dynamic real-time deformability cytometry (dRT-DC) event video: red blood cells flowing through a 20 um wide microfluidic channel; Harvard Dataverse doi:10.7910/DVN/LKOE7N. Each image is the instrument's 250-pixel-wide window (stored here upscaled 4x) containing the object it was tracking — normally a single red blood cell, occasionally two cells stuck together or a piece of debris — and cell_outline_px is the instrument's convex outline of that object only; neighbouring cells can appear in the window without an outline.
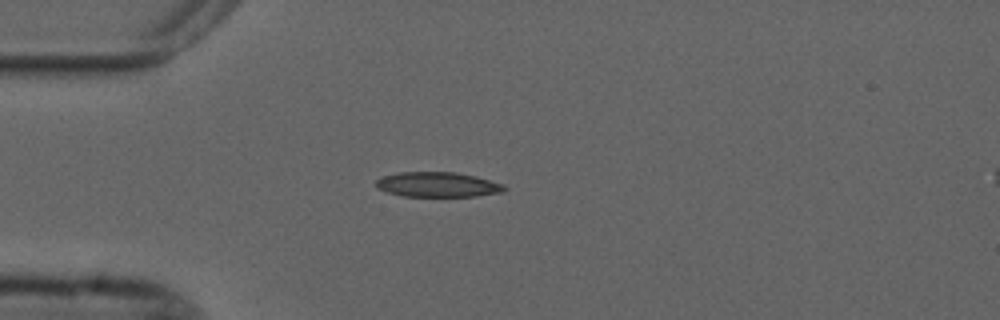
{"species": "common noctule bat (a hibernating species)", "species_latin": "Nyctalus noctula", "temperature_condition": "cold", "stored_images_in_passage": 1, "camera_frame_rate_fps": 3000, "um_per_image_px": 0.085, "animal": {"sex": "male", "forearm_length_mm": 52.5}, "frame": {"image": 1, "passage_image": 1, "time_ms": 0.0, "image_size_px": [1000, 320], "cell_outline_px": [[508, 188], [504, 192], [476, 196], [400, 196], [376, 188], [376, 180], [384, 176], [396, 172], [456, 172], [476, 176], [504, 184]], "centroid_in_image_um": [37.22, 15.69], "position_along_channel_um": 47.8, "area_um2": 18.79}}